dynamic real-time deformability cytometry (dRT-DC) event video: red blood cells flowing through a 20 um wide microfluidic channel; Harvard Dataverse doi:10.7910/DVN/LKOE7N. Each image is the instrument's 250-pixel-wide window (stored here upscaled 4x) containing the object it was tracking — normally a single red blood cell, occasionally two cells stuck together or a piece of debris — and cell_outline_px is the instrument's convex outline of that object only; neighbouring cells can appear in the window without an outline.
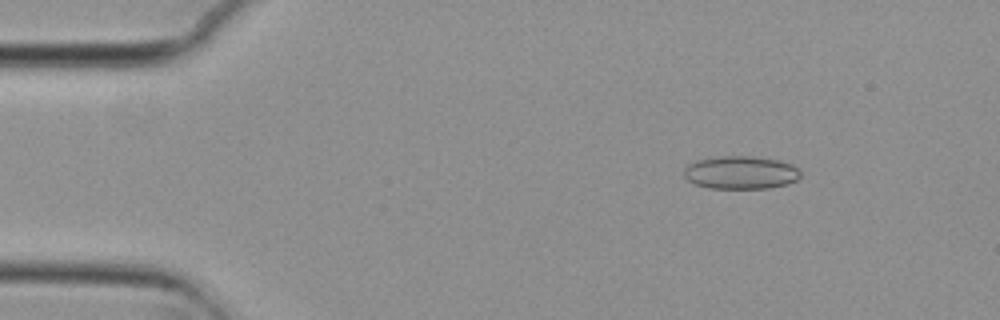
{"species": "common noctule bat (a hibernating species)", "species_latin": "Nyctalus noctula", "temperature_condition": "cold", "stored_images_in_passage": 50, "camera_frame_rate_fps": 3000, "um_per_image_px": 0.085, "animal": {"sex": "female", "body_mass_g": 29.2, "forearm_length_mm": 56.3}, "frame": {"image": 1, "passage_image": 3, "time_ms": 0.667, "image_size_px": [1000, 320], "cell_outline_px": [[800, 176], [796, 180], [788, 184], [768, 188], [708, 188], [696, 184], [688, 180], [684, 176], [684, 168], [688, 164], [696, 160], [720, 156], [752, 156], [780, 160], [792, 164], [800, 172]], "centroid_in_image_um": [62.96, 14.66], "position_along_channel_um": 22.0, "area_um2": 22.48}}
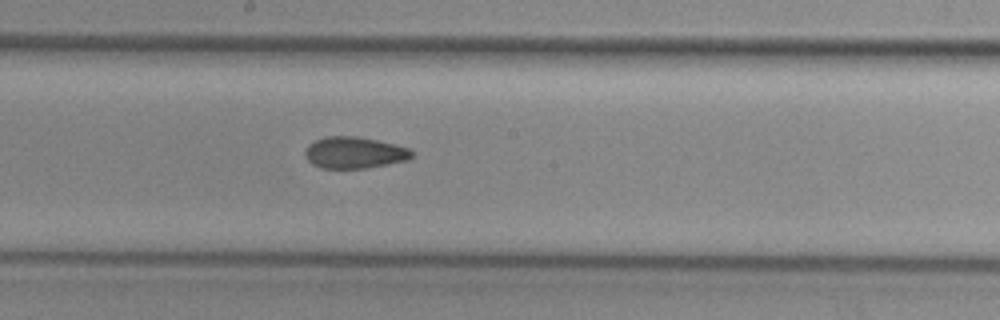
{"frame": {"image": 2, "passage_image": 25, "time_ms": 8.0, "image_size_px": [1000, 320], "cell_outline_px": [[412, 156], [408, 160], [364, 168], [320, 168], [312, 164], [304, 156], [304, 152], [308, 144], [324, 136], [356, 136], [396, 144], [408, 148], [412, 152]], "centroid_in_image_um": [30.08, 12.97], "position_along_channel_um": 218.1, "area_um2": 19.59}}
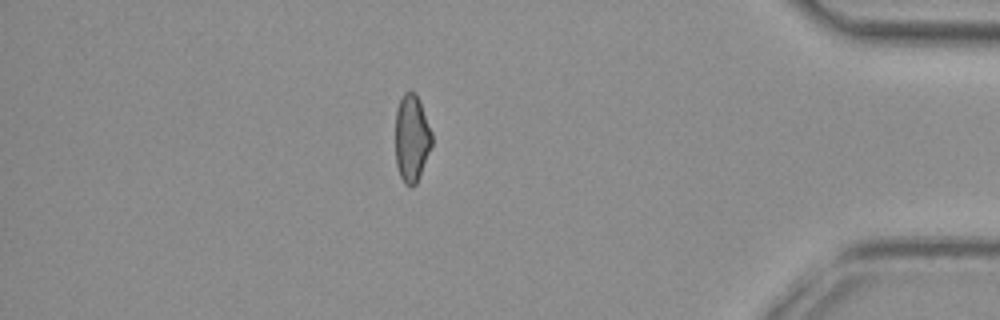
{"frame": {"image": 3, "passage_image": 43, "time_ms": 14.0, "image_size_px": [1000, 320], "cell_outline_px": [[432, 144], [420, 176], [416, 184], [412, 188], [404, 184], [400, 176], [396, 164], [396, 108], [404, 92], [416, 92], [420, 100], [432, 132]], "centroid_in_image_um": [35.0, 11.76], "position_along_channel_um": 400.2, "area_um2": 18.73}, "authors_computed_cell_mechanics": {"area_um2": 19.941, "velocity_mm_per_s": 3.7403, "shape_relaxation_time_tau1_ms": null, "shape_relaxation_time_tau2_ms": 3.4982, "deformation_change_tau1": null, "deformation_change_tau2": 0.0865}}